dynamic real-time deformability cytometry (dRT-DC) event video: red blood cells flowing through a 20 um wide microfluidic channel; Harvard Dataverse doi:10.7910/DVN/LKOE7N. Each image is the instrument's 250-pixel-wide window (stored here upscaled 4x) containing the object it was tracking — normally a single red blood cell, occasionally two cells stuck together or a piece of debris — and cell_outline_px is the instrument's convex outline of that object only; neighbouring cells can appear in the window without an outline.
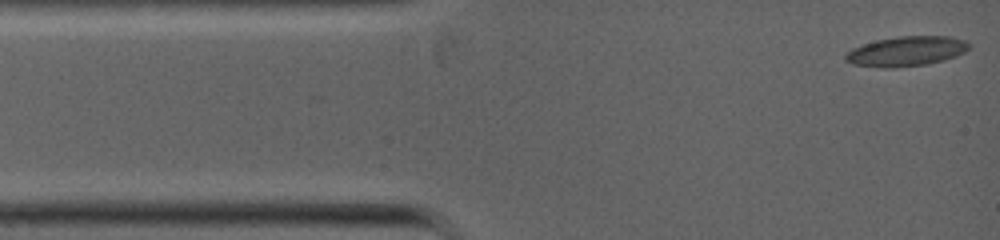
{"species": "common noctule bat (a hibernating species)", "species_latin": "Nyctalus noctula", "temperature_condition": "warm", "stored_images_in_passage": 27, "camera_frame_rate_fps": 5000, "um_per_image_px": 0.085, "animal": {"sex": "female", "body_mass_g": 19.0, "forearm_length_mm": 53.3}, "frame": {"image": 1, "passage_image": 1, "time_ms": 0.0, "image_size_px": [1000, 240], "cell_outline_px": [[972, 44], [964, 52], [956, 56], [944, 60], [924, 64], [892, 68], [884, 68], [852, 64], [844, 60], [844, 56], [852, 48], [876, 40], [900, 36], [948, 36], [964, 40]], "centroid_in_image_um": [77.03, 4.36], "position_along_channel_um": 8.0, "area_um2": 21.39}}
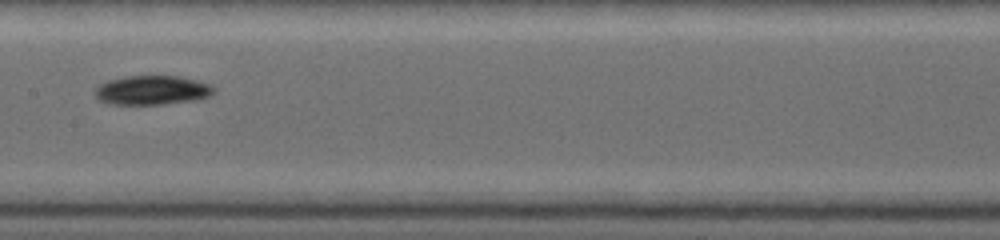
{"frame": {"image": 2, "passage_image": 12, "time_ms": 5.0, "image_size_px": [1000, 240], "cell_outline_px": [[216, 88], [208, 96], [196, 100], [160, 104], [112, 104], [96, 100], [96, 88], [100, 84], [108, 80], [124, 76], [176, 76], [196, 80], [212, 84]], "centroid_in_image_um": [12.92, 7.66], "position_along_channel_um": 194.5, "area_um2": 20.17}}
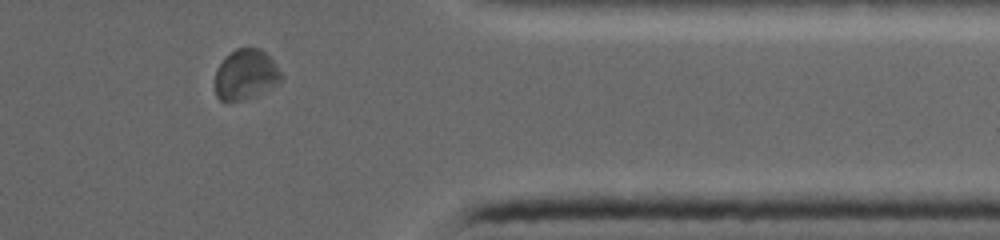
{"frame": {"image": 3, "passage_image": 23, "time_ms": 9.2, "image_size_px": [1000, 240], "cell_outline_px": [[284, 80], [280, 84], [256, 96], [240, 100], [220, 100], [216, 96], [216, 68], [236, 48], [260, 48], [276, 64], [284, 76]], "centroid_in_image_um": [20.95, 6.35], "position_along_channel_um": 390.5, "area_um2": 19.36}}